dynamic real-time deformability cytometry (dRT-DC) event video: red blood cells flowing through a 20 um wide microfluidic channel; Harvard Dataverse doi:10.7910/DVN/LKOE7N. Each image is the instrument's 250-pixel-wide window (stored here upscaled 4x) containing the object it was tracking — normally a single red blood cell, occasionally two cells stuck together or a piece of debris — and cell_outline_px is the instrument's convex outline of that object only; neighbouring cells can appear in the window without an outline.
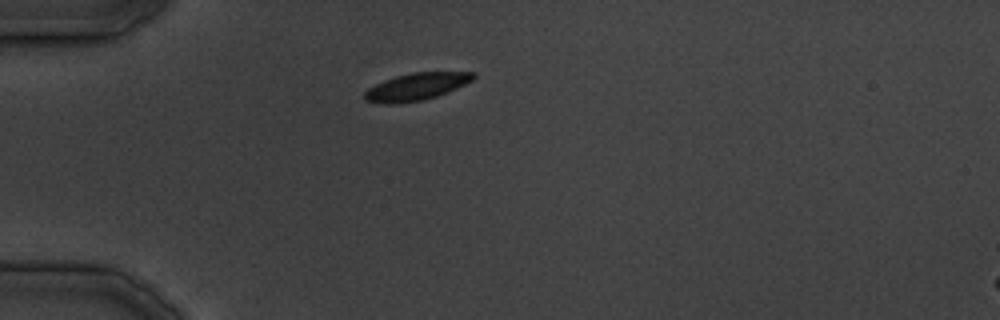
{"species": "common noctule bat (a hibernating species)", "species_latin": "Nyctalus noctula", "temperature_condition": "cold", "stored_images_in_passage": 28, "camera_frame_rate_fps": 3000, "um_per_image_px": 0.085, "animal": {"sex": "male", "body_mass_g": 19.5, "forearm_length_mm": 54.6}, "frame": {"image": 1, "passage_image": 1, "time_ms": 0.0, "image_size_px": [1000, 320], "cell_outline_px": [[476, 76], [472, 80], [456, 88], [436, 96], [424, 100], [400, 104], [380, 104], [364, 100], [364, 92], [368, 88], [384, 80], [396, 76], [412, 72], [476, 72]], "centroid_in_image_um": [35.35, 7.38], "position_along_channel_um": 49.7, "area_um2": 17.34}}
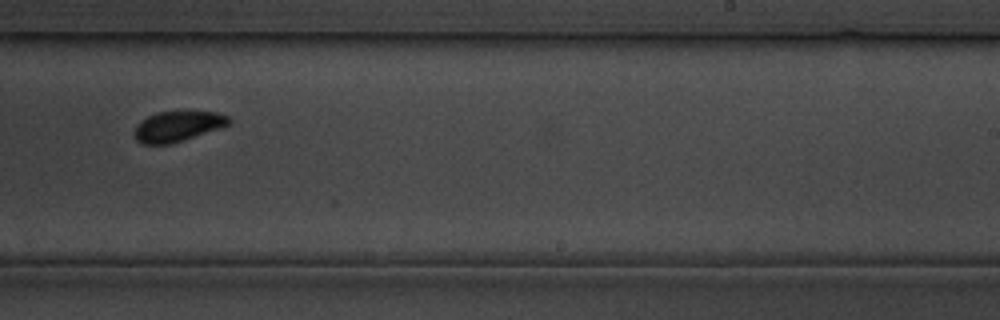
{"frame": {"image": 2, "passage_image": 14, "time_ms": 16.667, "image_size_px": [1000, 320], "cell_outline_px": [[232, 124], [184, 140], [168, 144], [140, 144], [136, 140], [136, 124], [140, 120], [156, 112], [216, 112], [228, 116], [232, 120]], "centroid_in_image_um": [15.12, 10.74], "position_along_channel_um": 273.9, "area_um2": 16.65}}
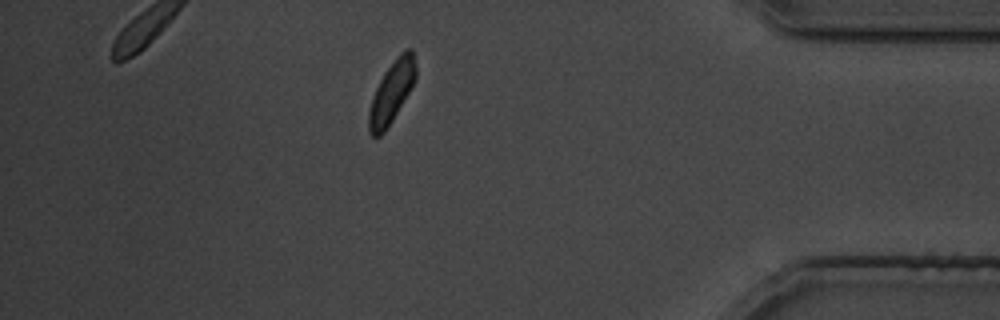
{"frame": {"image": 3, "passage_image": 23, "time_ms": 27.667, "image_size_px": [1000, 320], "cell_outline_px": [[416, 76], [408, 92], [392, 120], [384, 132], [380, 136], [372, 136], [368, 132], [368, 112], [372, 96], [384, 72], [396, 56], [400, 52], [408, 48], [412, 48], [416, 68]], "centroid_in_image_um": [33.26, 7.82], "position_along_channel_um": 401.9, "area_um2": 16.65}}